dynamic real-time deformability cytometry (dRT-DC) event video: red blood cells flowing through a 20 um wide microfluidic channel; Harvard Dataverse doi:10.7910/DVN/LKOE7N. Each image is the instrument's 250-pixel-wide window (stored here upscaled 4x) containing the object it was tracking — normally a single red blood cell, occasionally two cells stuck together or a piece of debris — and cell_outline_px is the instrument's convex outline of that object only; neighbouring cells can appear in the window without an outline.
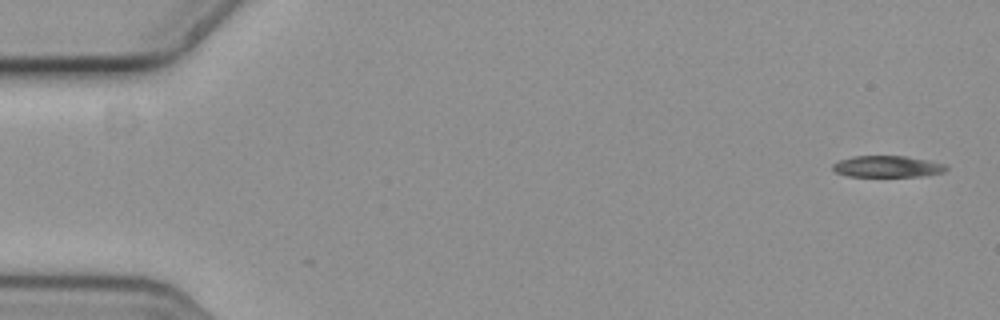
{"species": "common noctule bat (a hibernating species)", "species_latin": "Nyctalus noctula", "temperature_condition": "cold", "stored_images_in_passage": 3, "camera_frame_rate_fps": 3000, "um_per_image_px": 0.085, "animal": {"sex": "female", "body_mass_g": 19.3, "forearm_length_mm": 54.1}, "frame": {"image": 1, "passage_image": 3, "time_ms": 0.667, "image_size_px": [1000, 320], "cell_outline_px": [[948, 168], [944, 172], [920, 176], [848, 176], [836, 172], [832, 168], [832, 164], [840, 160], [852, 156], [904, 156], [948, 164]], "centroid_in_image_um": [75.44, 14.15], "position_along_channel_um": 9.6, "area_um2": 14.1}}